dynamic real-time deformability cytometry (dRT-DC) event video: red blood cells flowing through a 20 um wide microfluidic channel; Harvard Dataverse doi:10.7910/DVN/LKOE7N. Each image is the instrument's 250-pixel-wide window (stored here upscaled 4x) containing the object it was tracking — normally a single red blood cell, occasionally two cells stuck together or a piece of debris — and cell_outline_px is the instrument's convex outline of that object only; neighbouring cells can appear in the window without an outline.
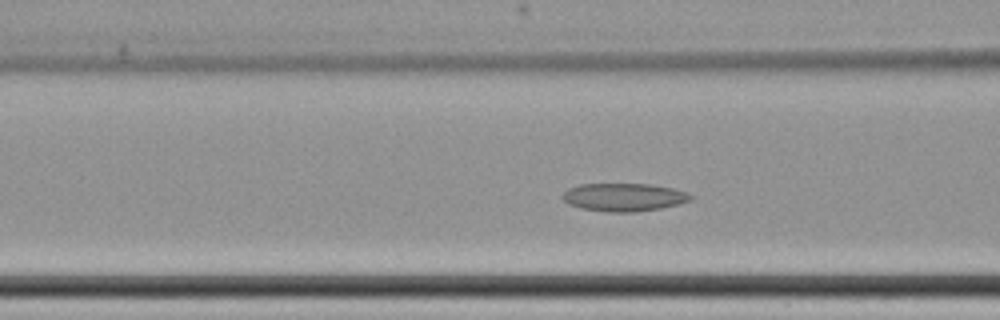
{"species": "common noctule bat (a hibernating species)", "species_latin": "Nyctalus noctula", "temperature_condition": "cold", "stored_images_in_passage": 57, "camera_frame_rate_fps": 3000, "um_per_image_px": 0.085, "animal": {"sex": "female", "body_mass_g": 22.7, "forearm_length_mm": 54.2}, "frame": {"image": 1, "passage_image": 20, "time_ms": 6.333, "image_size_px": [1000, 320], "cell_outline_px": [[692, 200], [680, 204], [660, 208], [636, 212], [608, 212], [580, 208], [568, 204], [560, 196], [568, 188], [580, 184], [652, 184], [672, 188], [688, 192], [692, 196]], "centroid_in_image_um": [53.03, 16.76], "position_along_channel_um": 113.6, "area_um2": 21.1}}
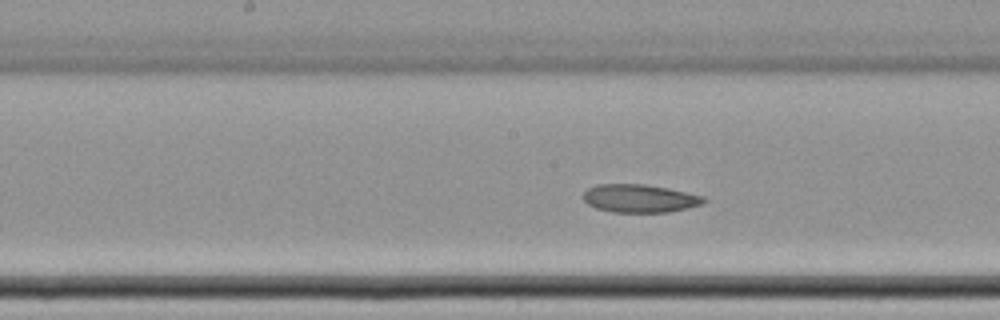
{"frame": {"image": 2, "passage_image": 27, "time_ms": 8.667, "image_size_px": [1000, 320], "cell_outline_px": [[708, 200], [704, 204], [688, 208], [668, 212], [612, 212], [596, 208], [588, 204], [580, 196], [588, 188], [596, 184], [644, 184], [668, 188], [704, 196]], "centroid_in_image_um": [54.38, 16.86], "position_along_channel_um": 193.8, "area_um2": 19.94}}
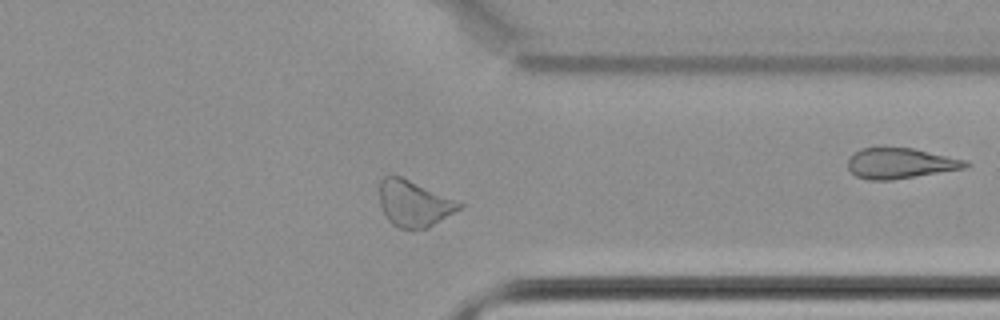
{"frame": {"image": 3, "passage_image": 43, "time_ms": 14.0, "image_size_px": [1000, 320], "cell_outline_px": [[464, 204], [460, 208], [428, 228], [400, 228], [392, 224], [388, 220], [380, 204], [380, 180], [384, 176], [400, 176], [456, 200]], "centroid_in_image_um": [35.17, 17.3], "position_along_channel_um": 376.2, "area_um2": 20.98}}